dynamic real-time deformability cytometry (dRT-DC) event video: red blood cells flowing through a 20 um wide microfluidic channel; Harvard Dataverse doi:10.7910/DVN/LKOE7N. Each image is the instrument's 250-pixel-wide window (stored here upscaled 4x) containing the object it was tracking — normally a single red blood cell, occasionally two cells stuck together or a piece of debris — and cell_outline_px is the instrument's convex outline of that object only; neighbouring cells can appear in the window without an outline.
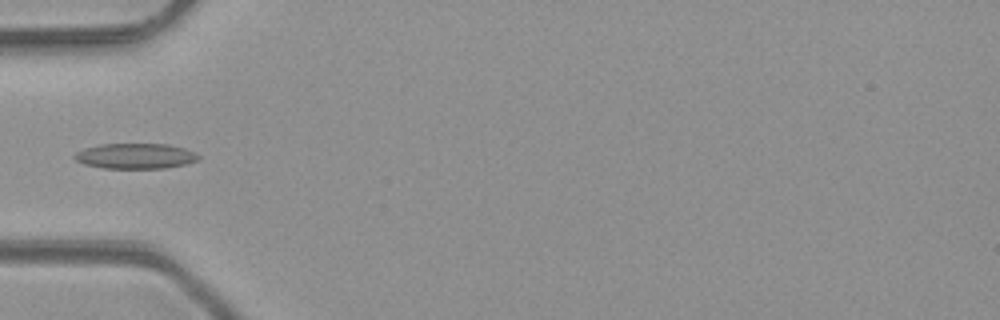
{"species": "common noctule bat (a hibernating species)", "species_latin": "Nyctalus noctula", "temperature_condition": "room temperature", "stored_images_in_passage": 4, "camera_frame_rate_fps": 3000, "um_per_image_px": 0.085, "animal": {"sex": "male", "body_mass_g": 23.1, "forearm_length_mm": 52.7}, "frame": {"image": 1, "passage_image": 4, "time_ms": 4.333, "image_size_px": [1000, 320], "cell_outline_px": [[200, 160], [184, 164], [164, 168], [104, 168], [84, 164], [76, 160], [72, 156], [76, 152], [84, 148], [100, 144], [168, 144], [184, 148], [196, 152], [200, 156]], "centroid_in_image_um": [11.52, 13.26], "position_along_channel_um": 73.5, "area_um2": 18.38}}